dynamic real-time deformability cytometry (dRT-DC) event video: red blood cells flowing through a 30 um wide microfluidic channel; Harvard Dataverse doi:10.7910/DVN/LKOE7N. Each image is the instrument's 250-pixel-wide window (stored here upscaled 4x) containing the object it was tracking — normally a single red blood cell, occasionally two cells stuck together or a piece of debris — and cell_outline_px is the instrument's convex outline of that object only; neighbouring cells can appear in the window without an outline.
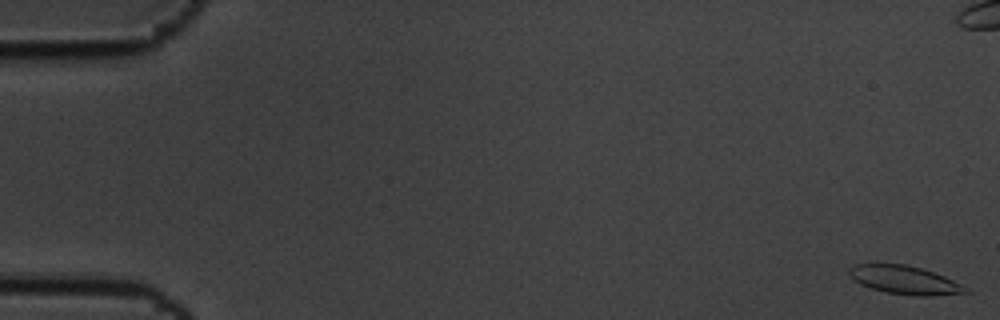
{"species": "common noctule bat (a hibernating species)", "species_latin": "Nyctalus noctula", "temperature_condition": "cold", "stored_images_in_passage": 9, "segment_of_instrument_passage": [1, 2], "camera_frame_rate_fps": 3000, "um_per_image_px": 0.085, "animal": {"sex": "male", "body_mass_g": 19.5, "forearm_length_mm": 54.6}, "frame": {"image": 1, "passage_image": 1, "time_ms": 0.0, "image_size_px": [1000, 320], "cell_outline_px": [[972, 292], [932, 296], [916, 296], [884, 292], [860, 284], [852, 280], [848, 272], [848, 268], [856, 264], [904, 264], [920, 268], [944, 276], [960, 284]], "centroid_in_image_um": [76.86, 23.81], "position_along_channel_um": 8.1, "area_um2": 19.19}}
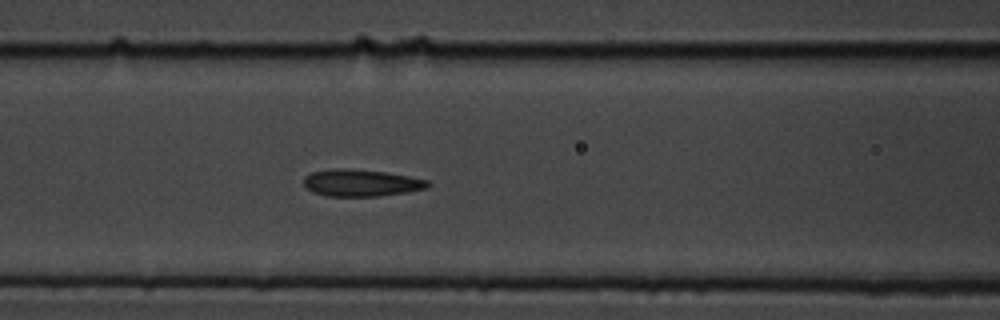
{"frame": {"image": 2, "passage_image": 8, "time_ms": 2.333, "image_size_px": [1000, 320], "cell_outline_px": [[432, 184], [428, 188], [408, 192], [376, 196], [324, 196], [312, 192], [304, 184], [304, 176], [312, 172], [336, 168], [352, 168], [384, 172], [408, 176], [428, 180]], "centroid_in_image_um": [30.71, 15.54], "position_along_channel_um": 135.9, "area_um2": 19.59}}